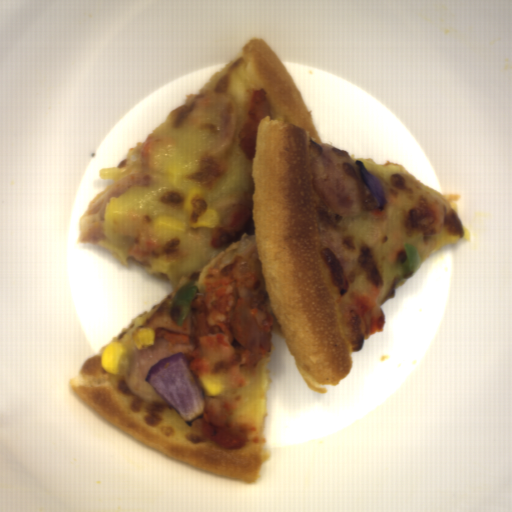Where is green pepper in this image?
<instances>
[{"mask_svg":"<svg viewBox=\"0 0 512 512\" xmlns=\"http://www.w3.org/2000/svg\"><path fill=\"white\" fill-rule=\"evenodd\" d=\"M198 288L195 280H190L180 286L171 304L170 318L177 326L182 324L191 307L192 300L197 295Z\"/></svg>","mask_w":512,"mask_h":512,"instance_id":"1","label":"green pepper"},{"mask_svg":"<svg viewBox=\"0 0 512 512\" xmlns=\"http://www.w3.org/2000/svg\"><path fill=\"white\" fill-rule=\"evenodd\" d=\"M403 245L406 254V260L402 263H398V269L401 273L399 282L409 279L421 266V255L419 247L404 242Z\"/></svg>","mask_w":512,"mask_h":512,"instance_id":"2","label":"green pepper"}]
</instances>
